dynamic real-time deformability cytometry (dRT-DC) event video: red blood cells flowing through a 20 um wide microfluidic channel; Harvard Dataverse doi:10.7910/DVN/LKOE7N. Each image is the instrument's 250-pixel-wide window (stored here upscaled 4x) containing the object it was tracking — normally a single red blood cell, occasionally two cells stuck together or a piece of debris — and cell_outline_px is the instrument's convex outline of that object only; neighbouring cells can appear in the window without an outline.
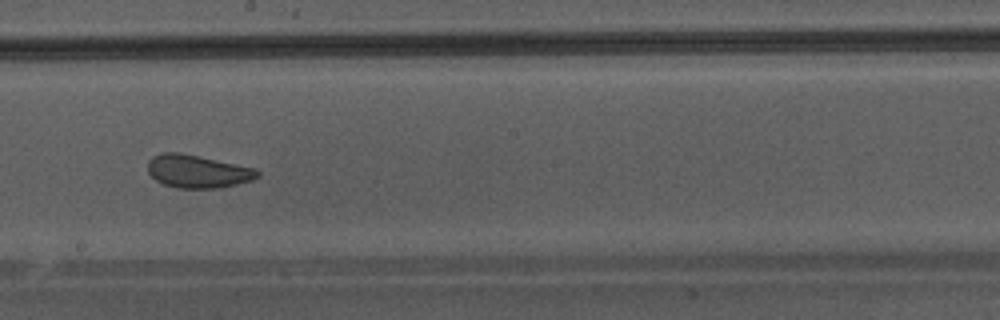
{"species": "Egyptian fruit bat (a non-hibernating species)", "species_latin": "Rousettus aegyptiacus", "temperature_condition": "warm", "stored_images_in_passage": 45, "camera_frame_rate_fps": 3000, "um_per_image_px": 0.085, "animal": {"sex": "male"}, "frame": {"image": 1, "passage_image": 26, "time_ms": 8.333, "image_size_px": [1000, 320], "cell_outline_px": [[260, 176], [252, 180], [220, 188], [180, 188], [164, 184], [156, 180], [148, 172], [148, 160], [152, 156], [160, 152], [180, 152], [200, 156], [256, 168], [260, 172]], "centroid_in_image_um": [16.8, 14.55], "position_along_channel_um": 231.4, "area_um2": 21.21}}